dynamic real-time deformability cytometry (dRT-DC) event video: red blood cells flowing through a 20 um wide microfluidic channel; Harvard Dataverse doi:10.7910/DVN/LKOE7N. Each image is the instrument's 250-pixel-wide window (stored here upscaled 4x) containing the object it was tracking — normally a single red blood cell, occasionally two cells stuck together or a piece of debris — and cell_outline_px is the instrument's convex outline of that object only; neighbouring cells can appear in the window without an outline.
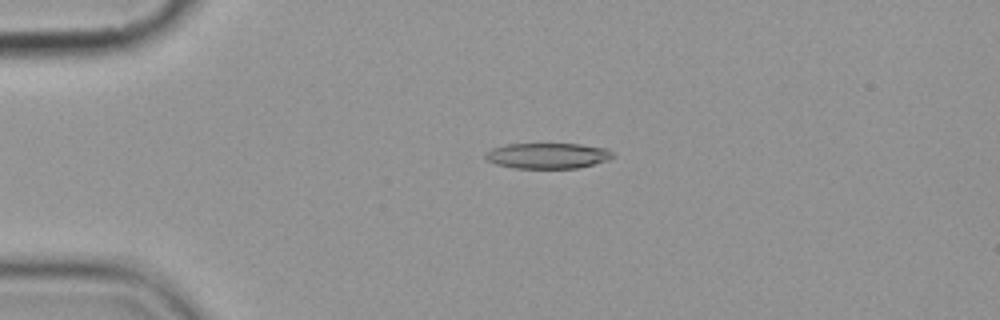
{"species": "common noctule bat (a hibernating species)", "species_latin": "Nyctalus noctula", "temperature_condition": "cold", "stored_images_in_passage": 5, "camera_frame_rate_fps": 3000, "um_per_image_px": 0.085, "animal": {"sex": "female", "body_mass_g": 19.9}, "frame": {"image": 1, "passage_image": 4, "time_ms": 3.333, "image_size_px": [1000, 320], "cell_outline_px": [[612, 156], [608, 160], [576, 168], [512, 168], [496, 164], [488, 160], [484, 156], [484, 152], [492, 148], [508, 144], [580, 144], [608, 148], [612, 152]], "centroid_in_image_um": [46.52, 13.23], "position_along_channel_um": 38.5, "area_um2": 18.96}}